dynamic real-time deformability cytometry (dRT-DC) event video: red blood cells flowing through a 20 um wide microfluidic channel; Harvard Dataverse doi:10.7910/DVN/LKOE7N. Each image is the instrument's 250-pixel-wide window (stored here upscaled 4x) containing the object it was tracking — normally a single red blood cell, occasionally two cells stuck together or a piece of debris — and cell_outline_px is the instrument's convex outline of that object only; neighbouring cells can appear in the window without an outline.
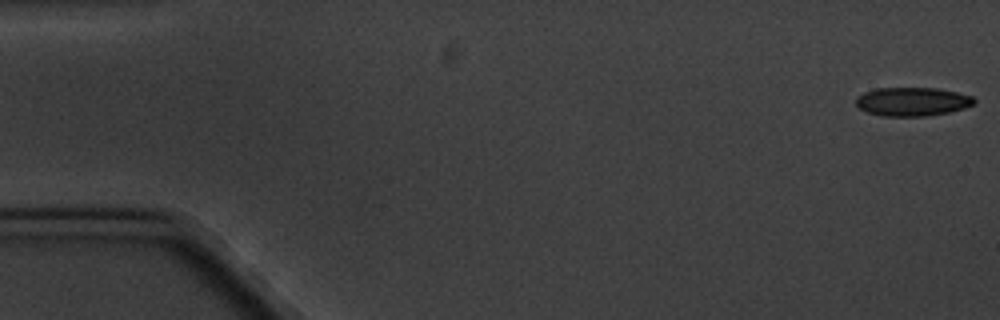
{"species": "common noctule bat (a hibernating species)", "species_latin": "Nyctalus noctula", "temperature_condition": "cold", "stored_images_in_passage": 6, "segment_of_instrument_passage": [2, 2], "camera_frame_rate_fps": 3000, "um_per_image_px": 0.085, "animal": {"sex": "male", "body_mass_g": 20.1, "forearm_length_mm": 53.5}, "frame": {"image": 1, "passage_image": 6, "time_ms": 6.667, "image_size_px": [1000, 320], "cell_outline_px": [[976, 100], [972, 104], [964, 108], [948, 112], [928, 116], [884, 116], [868, 112], [860, 108], [856, 104], [856, 96], [864, 92], [876, 88], [936, 88], [956, 92], [972, 96]], "centroid_in_image_um": [77.53, 8.63], "position_along_channel_um": 7.5, "area_um2": 19.65}}